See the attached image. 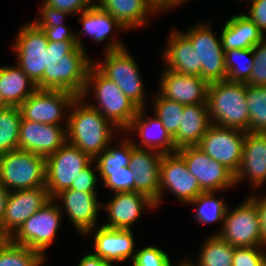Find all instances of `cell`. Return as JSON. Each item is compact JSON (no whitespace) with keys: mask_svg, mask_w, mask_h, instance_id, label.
Wrapping results in <instances>:
<instances>
[{"mask_svg":"<svg viewBox=\"0 0 266 266\" xmlns=\"http://www.w3.org/2000/svg\"><path fill=\"white\" fill-rule=\"evenodd\" d=\"M77 42L48 41L42 89L64 90L83 95L91 63Z\"/></svg>","mask_w":266,"mask_h":266,"instance_id":"6da1fadb","label":"cell"},{"mask_svg":"<svg viewBox=\"0 0 266 266\" xmlns=\"http://www.w3.org/2000/svg\"><path fill=\"white\" fill-rule=\"evenodd\" d=\"M82 100V97H76L69 107L72 112L67 116V142L94 160L108 147L114 128L90 104L81 105Z\"/></svg>","mask_w":266,"mask_h":266,"instance_id":"7a4b0ae2","label":"cell"},{"mask_svg":"<svg viewBox=\"0 0 266 266\" xmlns=\"http://www.w3.org/2000/svg\"><path fill=\"white\" fill-rule=\"evenodd\" d=\"M207 106L212 124L244 131L249 129L246 83L228 80L210 83Z\"/></svg>","mask_w":266,"mask_h":266,"instance_id":"3957f363","label":"cell"},{"mask_svg":"<svg viewBox=\"0 0 266 266\" xmlns=\"http://www.w3.org/2000/svg\"><path fill=\"white\" fill-rule=\"evenodd\" d=\"M90 85L95 89L99 103V106H90L98 110L113 127H119L118 129L126 131L133 118L137 115L139 108L130 101L114 81L105 77L94 64L89 69L82 98H85Z\"/></svg>","mask_w":266,"mask_h":266,"instance_id":"277c9868","label":"cell"},{"mask_svg":"<svg viewBox=\"0 0 266 266\" xmlns=\"http://www.w3.org/2000/svg\"><path fill=\"white\" fill-rule=\"evenodd\" d=\"M113 39L106 48L105 61L94 66L105 77L114 81L130 101L142 109L145 107V94L136 62L123 44L116 41L115 37Z\"/></svg>","mask_w":266,"mask_h":266,"instance_id":"5b68a950","label":"cell"},{"mask_svg":"<svg viewBox=\"0 0 266 266\" xmlns=\"http://www.w3.org/2000/svg\"><path fill=\"white\" fill-rule=\"evenodd\" d=\"M0 180L10 189L26 190L45 186V157L24 150L0 154Z\"/></svg>","mask_w":266,"mask_h":266,"instance_id":"8992f818","label":"cell"},{"mask_svg":"<svg viewBox=\"0 0 266 266\" xmlns=\"http://www.w3.org/2000/svg\"><path fill=\"white\" fill-rule=\"evenodd\" d=\"M50 199L41 209L29 217L9 240L29 247L45 256L44 251L54 241L61 222V209Z\"/></svg>","mask_w":266,"mask_h":266,"instance_id":"52a82bcc","label":"cell"},{"mask_svg":"<svg viewBox=\"0 0 266 266\" xmlns=\"http://www.w3.org/2000/svg\"><path fill=\"white\" fill-rule=\"evenodd\" d=\"M46 182L51 199L64 190L70 189L73 181L92 160L79 148L65 143L46 158Z\"/></svg>","mask_w":266,"mask_h":266,"instance_id":"ba28073f","label":"cell"},{"mask_svg":"<svg viewBox=\"0 0 266 266\" xmlns=\"http://www.w3.org/2000/svg\"><path fill=\"white\" fill-rule=\"evenodd\" d=\"M209 24H200L183 33L198 56V76L209 84L226 80L225 51L221 38H216Z\"/></svg>","mask_w":266,"mask_h":266,"instance_id":"9c48e42d","label":"cell"},{"mask_svg":"<svg viewBox=\"0 0 266 266\" xmlns=\"http://www.w3.org/2000/svg\"><path fill=\"white\" fill-rule=\"evenodd\" d=\"M233 247H251L265 244L262 242L261 226L254 201L247 200L231 212L226 211L221 232L216 233Z\"/></svg>","mask_w":266,"mask_h":266,"instance_id":"30bf717a","label":"cell"},{"mask_svg":"<svg viewBox=\"0 0 266 266\" xmlns=\"http://www.w3.org/2000/svg\"><path fill=\"white\" fill-rule=\"evenodd\" d=\"M245 135L244 130L212 124L197 146L235 175L241 164Z\"/></svg>","mask_w":266,"mask_h":266,"instance_id":"8fae6325","label":"cell"},{"mask_svg":"<svg viewBox=\"0 0 266 266\" xmlns=\"http://www.w3.org/2000/svg\"><path fill=\"white\" fill-rule=\"evenodd\" d=\"M47 45L45 33L31 23L21 28L12 46L16 51L17 65L34 82L37 89H42Z\"/></svg>","mask_w":266,"mask_h":266,"instance_id":"7c38bea8","label":"cell"},{"mask_svg":"<svg viewBox=\"0 0 266 266\" xmlns=\"http://www.w3.org/2000/svg\"><path fill=\"white\" fill-rule=\"evenodd\" d=\"M176 152L184 159L189 172L197 179L203 192H216L235 185V175L198 146H186Z\"/></svg>","mask_w":266,"mask_h":266,"instance_id":"4fadbf2b","label":"cell"},{"mask_svg":"<svg viewBox=\"0 0 266 266\" xmlns=\"http://www.w3.org/2000/svg\"><path fill=\"white\" fill-rule=\"evenodd\" d=\"M73 93L64 90L37 89L20 106L24 120L42 124L60 125L63 112L76 99Z\"/></svg>","mask_w":266,"mask_h":266,"instance_id":"5bb4252c","label":"cell"},{"mask_svg":"<svg viewBox=\"0 0 266 266\" xmlns=\"http://www.w3.org/2000/svg\"><path fill=\"white\" fill-rule=\"evenodd\" d=\"M170 190L179 200L189 203L203 191L197 179L189 172L184 159L177 153L163 154L160 163L159 199L161 202L163 189Z\"/></svg>","mask_w":266,"mask_h":266,"instance_id":"9a60e30c","label":"cell"},{"mask_svg":"<svg viewBox=\"0 0 266 266\" xmlns=\"http://www.w3.org/2000/svg\"><path fill=\"white\" fill-rule=\"evenodd\" d=\"M51 197L45 186L35 189L11 190L6 201L5 216L0 224L10 238L35 212L41 209Z\"/></svg>","mask_w":266,"mask_h":266,"instance_id":"2e32d148","label":"cell"},{"mask_svg":"<svg viewBox=\"0 0 266 266\" xmlns=\"http://www.w3.org/2000/svg\"><path fill=\"white\" fill-rule=\"evenodd\" d=\"M67 142L66 129L61 125L42 124L21 119L18 149L43 157L55 153Z\"/></svg>","mask_w":266,"mask_h":266,"instance_id":"e0dca14e","label":"cell"},{"mask_svg":"<svg viewBox=\"0 0 266 266\" xmlns=\"http://www.w3.org/2000/svg\"><path fill=\"white\" fill-rule=\"evenodd\" d=\"M209 83L196 75H186L166 69L162 74L160 95L183 105L207 103Z\"/></svg>","mask_w":266,"mask_h":266,"instance_id":"ac0fdd59","label":"cell"},{"mask_svg":"<svg viewBox=\"0 0 266 266\" xmlns=\"http://www.w3.org/2000/svg\"><path fill=\"white\" fill-rule=\"evenodd\" d=\"M163 154L135 147L131 141L129 167L134 175V191L147 195L156 202L159 199L160 163Z\"/></svg>","mask_w":266,"mask_h":266,"instance_id":"d6986e66","label":"cell"},{"mask_svg":"<svg viewBox=\"0 0 266 266\" xmlns=\"http://www.w3.org/2000/svg\"><path fill=\"white\" fill-rule=\"evenodd\" d=\"M106 207L110 222L103 226L112 229L129 230H131V225L142 214V210H145L146 207L156 208L155 202L152 199L136 191L115 192L109 204L102 205V208Z\"/></svg>","mask_w":266,"mask_h":266,"instance_id":"ffe728a7","label":"cell"},{"mask_svg":"<svg viewBox=\"0 0 266 266\" xmlns=\"http://www.w3.org/2000/svg\"><path fill=\"white\" fill-rule=\"evenodd\" d=\"M63 199L65 210L76 229L86 235L96 227L98 210L102 204L98 203L96 192H81L67 189L54 197Z\"/></svg>","mask_w":266,"mask_h":266,"instance_id":"44dd1931","label":"cell"},{"mask_svg":"<svg viewBox=\"0 0 266 266\" xmlns=\"http://www.w3.org/2000/svg\"><path fill=\"white\" fill-rule=\"evenodd\" d=\"M250 177L252 185L259 186L266 181V133L246 132L239 170L235 183L244 176Z\"/></svg>","mask_w":266,"mask_h":266,"instance_id":"7402d4cb","label":"cell"},{"mask_svg":"<svg viewBox=\"0 0 266 266\" xmlns=\"http://www.w3.org/2000/svg\"><path fill=\"white\" fill-rule=\"evenodd\" d=\"M94 255L106 262H122L133 255L134 236L129 229L95 228Z\"/></svg>","mask_w":266,"mask_h":266,"instance_id":"603a6c76","label":"cell"},{"mask_svg":"<svg viewBox=\"0 0 266 266\" xmlns=\"http://www.w3.org/2000/svg\"><path fill=\"white\" fill-rule=\"evenodd\" d=\"M209 118L207 103L184 105L181 124L173 137L175 148L197 146L212 125Z\"/></svg>","mask_w":266,"mask_h":266,"instance_id":"cb8c5ba5","label":"cell"},{"mask_svg":"<svg viewBox=\"0 0 266 266\" xmlns=\"http://www.w3.org/2000/svg\"><path fill=\"white\" fill-rule=\"evenodd\" d=\"M221 43L224 51L253 48L265 39L257 25L245 14L232 16L221 33Z\"/></svg>","mask_w":266,"mask_h":266,"instance_id":"d4e9b609","label":"cell"},{"mask_svg":"<svg viewBox=\"0 0 266 266\" xmlns=\"http://www.w3.org/2000/svg\"><path fill=\"white\" fill-rule=\"evenodd\" d=\"M144 108L138 109L137 115L133 118V121L126 129L128 130H136L139 132V137H141V145L135 144L133 145L142 149H153L155 151L161 152L162 154H170L175 153L177 149L174 146L173 137L169 134V132L164 128L161 120L154 116L155 118H150L147 120L144 119ZM151 128L156 131L157 134L150 132ZM152 131V130H151ZM153 137H152V135ZM159 134V135H158ZM154 135H156L154 137ZM144 146V147H143Z\"/></svg>","mask_w":266,"mask_h":266,"instance_id":"484cf974","label":"cell"},{"mask_svg":"<svg viewBox=\"0 0 266 266\" xmlns=\"http://www.w3.org/2000/svg\"><path fill=\"white\" fill-rule=\"evenodd\" d=\"M168 46L163 53L167 69L180 74L198 76V56L191 41L182 32L173 31Z\"/></svg>","mask_w":266,"mask_h":266,"instance_id":"4316f807","label":"cell"},{"mask_svg":"<svg viewBox=\"0 0 266 266\" xmlns=\"http://www.w3.org/2000/svg\"><path fill=\"white\" fill-rule=\"evenodd\" d=\"M97 6L111 14L124 29L146 24L147 14L155 10L147 0H98Z\"/></svg>","mask_w":266,"mask_h":266,"instance_id":"83f0119b","label":"cell"},{"mask_svg":"<svg viewBox=\"0 0 266 266\" xmlns=\"http://www.w3.org/2000/svg\"><path fill=\"white\" fill-rule=\"evenodd\" d=\"M36 90L37 86L18 65L0 67V93L9 106L19 107Z\"/></svg>","mask_w":266,"mask_h":266,"instance_id":"f1b7e54d","label":"cell"},{"mask_svg":"<svg viewBox=\"0 0 266 266\" xmlns=\"http://www.w3.org/2000/svg\"><path fill=\"white\" fill-rule=\"evenodd\" d=\"M83 24V31L76 34L77 46L84 49L83 44L79 40V35L82 32L92 37L97 42H102L107 38V35L116 26L118 29H124L122 25L107 11L103 10L96 3L81 12V18L78 19Z\"/></svg>","mask_w":266,"mask_h":266,"instance_id":"f546056e","label":"cell"},{"mask_svg":"<svg viewBox=\"0 0 266 266\" xmlns=\"http://www.w3.org/2000/svg\"><path fill=\"white\" fill-rule=\"evenodd\" d=\"M246 101L249 111L250 133H266V86L246 84Z\"/></svg>","mask_w":266,"mask_h":266,"instance_id":"4dcf8cb0","label":"cell"},{"mask_svg":"<svg viewBox=\"0 0 266 266\" xmlns=\"http://www.w3.org/2000/svg\"><path fill=\"white\" fill-rule=\"evenodd\" d=\"M234 247L218 235H211L201 250L195 266H232Z\"/></svg>","mask_w":266,"mask_h":266,"instance_id":"1f68e13d","label":"cell"},{"mask_svg":"<svg viewBox=\"0 0 266 266\" xmlns=\"http://www.w3.org/2000/svg\"><path fill=\"white\" fill-rule=\"evenodd\" d=\"M21 119L19 107L0 110V154L18 150Z\"/></svg>","mask_w":266,"mask_h":266,"instance_id":"d6a6232c","label":"cell"},{"mask_svg":"<svg viewBox=\"0 0 266 266\" xmlns=\"http://www.w3.org/2000/svg\"><path fill=\"white\" fill-rule=\"evenodd\" d=\"M45 256L8 240L0 247V266H41Z\"/></svg>","mask_w":266,"mask_h":266,"instance_id":"836d02e7","label":"cell"},{"mask_svg":"<svg viewBox=\"0 0 266 266\" xmlns=\"http://www.w3.org/2000/svg\"><path fill=\"white\" fill-rule=\"evenodd\" d=\"M119 148H106L97 157L95 169L99 172L102 180L105 181L109 177V170L120 169L129 166L131 156V140L125 139Z\"/></svg>","mask_w":266,"mask_h":266,"instance_id":"e575fe53","label":"cell"},{"mask_svg":"<svg viewBox=\"0 0 266 266\" xmlns=\"http://www.w3.org/2000/svg\"><path fill=\"white\" fill-rule=\"evenodd\" d=\"M248 56V60H247ZM243 64L236 62L235 59H245ZM225 67L227 70L226 80L230 82L246 83L251 76L254 67V59L252 48L248 49H232L225 51Z\"/></svg>","mask_w":266,"mask_h":266,"instance_id":"d590c367","label":"cell"},{"mask_svg":"<svg viewBox=\"0 0 266 266\" xmlns=\"http://www.w3.org/2000/svg\"><path fill=\"white\" fill-rule=\"evenodd\" d=\"M214 192H202L190 204H197L196 220L203 223L224 221L227 205L220 199L215 198Z\"/></svg>","mask_w":266,"mask_h":266,"instance_id":"8d00e7d4","label":"cell"},{"mask_svg":"<svg viewBox=\"0 0 266 266\" xmlns=\"http://www.w3.org/2000/svg\"><path fill=\"white\" fill-rule=\"evenodd\" d=\"M153 102L156 117L159 118L164 128L174 137L181 124V115L184 112V105L176 101L168 100L158 94Z\"/></svg>","mask_w":266,"mask_h":266,"instance_id":"74e56055","label":"cell"},{"mask_svg":"<svg viewBox=\"0 0 266 266\" xmlns=\"http://www.w3.org/2000/svg\"><path fill=\"white\" fill-rule=\"evenodd\" d=\"M252 52L254 67L246 84L259 87L266 86V41L259 42L252 48Z\"/></svg>","mask_w":266,"mask_h":266,"instance_id":"f35d334b","label":"cell"},{"mask_svg":"<svg viewBox=\"0 0 266 266\" xmlns=\"http://www.w3.org/2000/svg\"><path fill=\"white\" fill-rule=\"evenodd\" d=\"M133 266H172L167 253L157 247L148 246L132 256Z\"/></svg>","mask_w":266,"mask_h":266,"instance_id":"ab89813d","label":"cell"},{"mask_svg":"<svg viewBox=\"0 0 266 266\" xmlns=\"http://www.w3.org/2000/svg\"><path fill=\"white\" fill-rule=\"evenodd\" d=\"M232 266H266V253L259 246L234 247Z\"/></svg>","mask_w":266,"mask_h":266,"instance_id":"60d3db41","label":"cell"},{"mask_svg":"<svg viewBox=\"0 0 266 266\" xmlns=\"http://www.w3.org/2000/svg\"><path fill=\"white\" fill-rule=\"evenodd\" d=\"M134 175L129 166L116 170H109V177L104 185L114 192L134 191Z\"/></svg>","mask_w":266,"mask_h":266,"instance_id":"b9f144b4","label":"cell"},{"mask_svg":"<svg viewBox=\"0 0 266 266\" xmlns=\"http://www.w3.org/2000/svg\"><path fill=\"white\" fill-rule=\"evenodd\" d=\"M41 19L40 21L37 19L33 22L36 27H48V26H56V25H65L62 20L65 16L69 15L68 12L61 11L56 8H52L44 2V5L41 8Z\"/></svg>","mask_w":266,"mask_h":266,"instance_id":"7bdbcfd3","label":"cell"},{"mask_svg":"<svg viewBox=\"0 0 266 266\" xmlns=\"http://www.w3.org/2000/svg\"><path fill=\"white\" fill-rule=\"evenodd\" d=\"M92 161L81 170V174L73 181L70 189L81 192H96L94 189L97 185V178L91 169Z\"/></svg>","mask_w":266,"mask_h":266,"instance_id":"ee69618b","label":"cell"},{"mask_svg":"<svg viewBox=\"0 0 266 266\" xmlns=\"http://www.w3.org/2000/svg\"><path fill=\"white\" fill-rule=\"evenodd\" d=\"M92 2L93 0H45V3L50 7L68 12L69 14L87 10L94 5Z\"/></svg>","mask_w":266,"mask_h":266,"instance_id":"f6af8a7d","label":"cell"},{"mask_svg":"<svg viewBox=\"0 0 266 266\" xmlns=\"http://www.w3.org/2000/svg\"><path fill=\"white\" fill-rule=\"evenodd\" d=\"M41 29L48 41L58 42H77L76 41V34L74 32L69 31L65 25H52L48 27H37Z\"/></svg>","mask_w":266,"mask_h":266,"instance_id":"bcb514c9","label":"cell"},{"mask_svg":"<svg viewBox=\"0 0 266 266\" xmlns=\"http://www.w3.org/2000/svg\"><path fill=\"white\" fill-rule=\"evenodd\" d=\"M250 14H245L250 20H252L257 27L263 31H266V0H251Z\"/></svg>","mask_w":266,"mask_h":266,"instance_id":"7dc6e473","label":"cell"},{"mask_svg":"<svg viewBox=\"0 0 266 266\" xmlns=\"http://www.w3.org/2000/svg\"><path fill=\"white\" fill-rule=\"evenodd\" d=\"M250 198L254 201L258 211L262 242L266 245V197L258 199L256 196L251 195Z\"/></svg>","mask_w":266,"mask_h":266,"instance_id":"c3c4849f","label":"cell"},{"mask_svg":"<svg viewBox=\"0 0 266 266\" xmlns=\"http://www.w3.org/2000/svg\"><path fill=\"white\" fill-rule=\"evenodd\" d=\"M78 266H113L110 262H106L92 254L85 255Z\"/></svg>","mask_w":266,"mask_h":266,"instance_id":"681fc988","label":"cell"},{"mask_svg":"<svg viewBox=\"0 0 266 266\" xmlns=\"http://www.w3.org/2000/svg\"><path fill=\"white\" fill-rule=\"evenodd\" d=\"M8 189L0 180V224L5 216L6 201L8 198Z\"/></svg>","mask_w":266,"mask_h":266,"instance_id":"f907efd6","label":"cell"},{"mask_svg":"<svg viewBox=\"0 0 266 266\" xmlns=\"http://www.w3.org/2000/svg\"><path fill=\"white\" fill-rule=\"evenodd\" d=\"M147 2L155 10V12L158 10L162 11L174 7V0H147Z\"/></svg>","mask_w":266,"mask_h":266,"instance_id":"816d5d0a","label":"cell"},{"mask_svg":"<svg viewBox=\"0 0 266 266\" xmlns=\"http://www.w3.org/2000/svg\"><path fill=\"white\" fill-rule=\"evenodd\" d=\"M8 240L9 237L3 232L2 227L0 225V247H2Z\"/></svg>","mask_w":266,"mask_h":266,"instance_id":"f5cc1de1","label":"cell"},{"mask_svg":"<svg viewBox=\"0 0 266 266\" xmlns=\"http://www.w3.org/2000/svg\"><path fill=\"white\" fill-rule=\"evenodd\" d=\"M8 107H9V105L7 104L5 99L3 98L2 94L0 93V110H4Z\"/></svg>","mask_w":266,"mask_h":266,"instance_id":"db71d44e","label":"cell"},{"mask_svg":"<svg viewBox=\"0 0 266 266\" xmlns=\"http://www.w3.org/2000/svg\"><path fill=\"white\" fill-rule=\"evenodd\" d=\"M181 265L180 266H195V264H193L191 261L190 263L189 262H185V263H180Z\"/></svg>","mask_w":266,"mask_h":266,"instance_id":"11a10c76","label":"cell"},{"mask_svg":"<svg viewBox=\"0 0 266 266\" xmlns=\"http://www.w3.org/2000/svg\"><path fill=\"white\" fill-rule=\"evenodd\" d=\"M186 0H174V6H177V4H180Z\"/></svg>","mask_w":266,"mask_h":266,"instance_id":"9f6ffc18","label":"cell"}]
</instances>
